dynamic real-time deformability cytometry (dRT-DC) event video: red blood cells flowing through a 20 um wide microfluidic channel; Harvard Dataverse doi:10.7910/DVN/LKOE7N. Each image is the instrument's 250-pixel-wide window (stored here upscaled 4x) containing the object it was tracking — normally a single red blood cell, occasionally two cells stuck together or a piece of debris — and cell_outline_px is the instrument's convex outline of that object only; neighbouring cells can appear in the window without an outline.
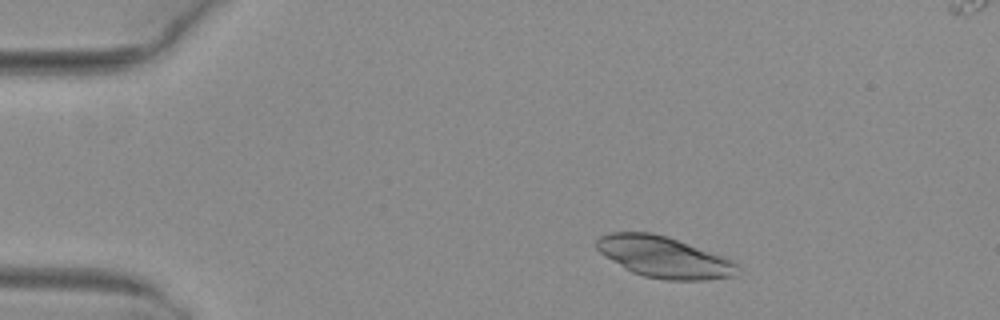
{"species": "common noctule bat (a hibernating species)", "species_latin": "Nyctalus noctula", "temperature_condition": "warm", "stored_images_in_passage": 49, "camera_frame_rate_fps": 3000, "um_per_image_px": 0.085, "animal": {"sex": "female", "body_mass_g": 29.2, "forearm_length_mm": 56.3}, "frame": {"image": 1, "passage_image": 6, "time_ms": 1.667, "image_size_px": [1000, 320], "cell_outline_px": [[744, 268], [740, 276], [704, 280], [664, 280], [644, 276], [632, 272], [624, 268], [604, 256], [596, 248], [596, 240], [600, 236], [612, 232], [652, 232], [668, 236], [732, 260]], "centroid_in_image_um": [56.5, 21.87], "position_along_channel_um": 28.5, "area_um2": 34.22}}